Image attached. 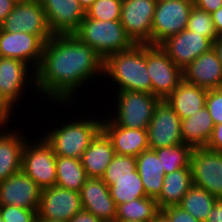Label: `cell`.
Wrapping results in <instances>:
<instances>
[{
	"instance_id": "cell-46",
	"label": "cell",
	"mask_w": 222,
	"mask_h": 222,
	"mask_svg": "<svg viewBox=\"0 0 222 222\" xmlns=\"http://www.w3.org/2000/svg\"><path fill=\"white\" fill-rule=\"evenodd\" d=\"M213 49L222 65V36H218L213 42Z\"/></svg>"
},
{
	"instance_id": "cell-34",
	"label": "cell",
	"mask_w": 222,
	"mask_h": 222,
	"mask_svg": "<svg viewBox=\"0 0 222 222\" xmlns=\"http://www.w3.org/2000/svg\"><path fill=\"white\" fill-rule=\"evenodd\" d=\"M122 2L123 0H95L85 11V16L102 21L120 20Z\"/></svg>"
},
{
	"instance_id": "cell-13",
	"label": "cell",
	"mask_w": 222,
	"mask_h": 222,
	"mask_svg": "<svg viewBox=\"0 0 222 222\" xmlns=\"http://www.w3.org/2000/svg\"><path fill=\"white\" fill-rule=\"evenodd\" d=\"M28 119L30 123L28 121V124L24 123L25 125L19 124L17 126V124H15L12 126L0 127V182L5 181L11 175H15L21 171L24 145L27 138L31 136V133H34L33 129L36 128L34 124L32 125V120H30L32 119L31 115ZM29 124L33 126L31 127L32 129L29 131L27 130L29 128L26 127L24 130V126H28Z\"/></svg>"
},
{
	"instance_id": "cell-43",
	"label": "cell",
	"mask_w": 222,
	"mask_h": 222,
	"mask_svg": "<svg viewBox=\"0 0 222 222\" xmlns=\"http://www.w3.org/2000/svg\"><path fill=\"white\" fill-rule=\"evenodd\" d=\"M205 222H222V198L216 200Z\"/></svg>"
},
{
	"instance_id": "cell-48",
	"label": "cell",
	"mask_w": 222,
	"mask_h": 222,
	"mask_svg": "<svg viewBox=\"0 0 222 222\" xmlns=\"http://www.w3.org/2000/svg\"><path fill=\"white\" fill-rule=\"evenodd\" d=\"M80 6L86 11L94 2L95 0H78Z\"/></svg>"
},
{
	"instance_id": "cell-14",
	"label": "cell",
	"mask_w": 222,
	"mask_h": 222,
	"mask_svg": "<svg viewBox=\"0 0 222 222\" xmlns=\"http://www.w3.org/2000/svg\"><path fill=\"white\" fill-rule=\"evenodd\" d=\"M81 210L80 193L55 185L42 189L37 217L68 222Z\"/></svg>"
},
{
	"instance_id": "cell-47",
	"label": "cell",
	"mask_w": 222,
	"mask_h": 222,
	"mask_svg": "<svg viewBox=\"0 0 222 222\" xmlns=\"http://www.w3.org/2000/svg\"><path fill=\"white\" fill-rule=\"evenodd\" d=\"M150 222H171L168 217L160 211Z\"/></svg>"
},
{
	"instance_id": "cell-45",
	"label": "cell",
	"mask_w": 222,
	"mask_h": 222,
	"mask_svg": "<svg viewBox=\"0 0 222 222\" xmlns=\"http://www.w3.org/2000/svg\"><path fill=\"white\" fill-rule=\"evenodd\" d=\"M214 27L218 36H222V7L211 13Z\"/></svg>"
},
{
	"instance_id": "cell-51",
	"label": "cell",
	"mask_w": 222,
	"mask_h": 222,
	"mask_svg": "<svg viewBox=\"0 0 222 222\" xmlns=\"http://www.w3.org/2000/svg\"><path fill=\"white\" fill-rule=\"evenodd\" d=\"M123 222H145V221L131 220V221H123Z\"/></svg>"
},
{
	"instance_id": "cell-16",
	"label": "cell",
	"mask_w": 222,
	"mask_h": 222,
	"mask_svg": "<svg viewBox=\"0 0 222 222\" xmlns=\"http://www.w3.org/2000/svg\"><path fill=\"white\" fill-rule=\"evenodd\" d=\"M159 46L176 66L184 69L200 55L210 51L213 42L202 34L184 29L165 39Z\"/></svg>"
},
{
	"instance_id": "cell-8",
	"label": "cell",
	"mask_w": 222,
	"mask_h": 222,
	"mask_svg": "<svg viewBox=\"0 0 222 222\" xmlns=\"http://www.w3.org/2000/svg\"><path fill=\"white\" fill-rule=\"evenodd\" d=\"M193 0H157L151 45L159 46L165 39L186 29Z\"/></svg>"
},
{
	"instance_id": "cell-33",
	"label": "cell",
	"mask_w": 222,
	"mask_h": 222,
	"mask_svg": "<svg viewBox=\"0 0 222 222\" xmlns=\"http://www.w3.org/2000/svg\"><path fill=\"white\" fill-rule=\"evenodd\" d=\"M186 29L202 34L212 42L218 37L212 20V15L195 5H193L190 12Z\"/></svg>"
},
{
	"instance_id": "cell-36",
	"label": "cell",
	"mask_w": 222,
	"mask_h": 222,
	"mask_svg": "<svg viewBox=\"0 0 222 222\" xmlns=\"http://www.w3.org/2000/svg\"><path fill=\"white\" fill-rule=\"evenodd\" d=\"M0 217L4 222H33L37 212L13 205L0 206Z\"/></svg>"
},
{
	"instance_id": "cell-32",
	"label": "cell",
	"mask_w": 222,
	"mask_h": 222,
	"mask_svg": "<svg viewBox=\"0 0 222 222\" xmlns=\"http://www.w3.org/2000/svg\"><path fill=\"white\" fill-rule=\"evenodd\" d=\"M194 148L184 143L155 149L161 160L165 175L181 168H191V156Z\"/></svg>"
},
{
	"instance_id": "cell-40",
	"label": "cell",
	"mask_w": 222,
	"mask_h": 222,
	"mask_svg": "<svg viewBox=\"0 0 222 222\" xmlns=\"http://www.w3.org/2000/svg\"><path fill=\"white\" fill-rule=\"evenodd\" d=\"M206 148L222 153V124H217L213 128V133Z\"/></svg>"
},
{
	"instance_id": "cell-53",
	"label": "cell",
	"mask_w": 222,
	"mask_h": 222,
	"mask_svg": "<svg viewBox=\"0 0 222 222\" xmlns=\"http://www.w3.org/2000/svg\"><path fill=\"white\" fill-rule=\"evenodd\" d=\"M33 222H40L39 218L37 217Z\"/></svg>"
},
{
	"instance_id": "cell-38",
	"label": "cell",
	"mask_w": 222,
	"mask_h": 222,
	"mask_svg": "<svg viewBox=\"0 0 222 222\" xmlns=\"http://www.w3.org/2000/svg\"><path fill=\"white\" fill-rule=\"evenodd\" d=\"M15 112L16 110L8 103V101L0 93V127L11 126L13 125V123L16 124L18 120L20 121V124L21 123L23 124L24 122L28 121V118L26 120H23L24 117H22L21 119V115H23L22 113H18V112L15 113ZM19 115L20 117L16 118ZM15 119H18V120H15ZM21 120L23 121L21 122Z\"/></svg>"
},
{
	"instance_id": "cell-5",
	"label": "cell",
	"mask_w": 222,
	"mask_h": 222,
	"mask_svg": "<svg viewBox=\"0 0 222 222\" xmlns=\"http://www.w3.org/2000/svg\"><path fill=\"white\" fill-rule=\"evenodd\" d=\"M0 93L16 111L21 110L22 108L23 110L18 112L24 111L23 114L27 112L25 114L26 116H23L24 118H28V112L32 115V113H30L31 110L33 108L36 109L35 105L32 107V97H35V99L38 97L35 88V71L27 63L20 59L0 57ZM29 93L30 97L33 95L31 98L28 96ZM28 98L30 99L29 103L23 102ZM30 103L31 106H29ZM25 104L29 107L28 111L27 108H25Z\"/></svg>"
},
{
	"instance_id": "cell-21",
	"label": "cell",
	"mask_w": 222,
	"mask_h": 222,
	"mask_svg": "<svg viewBox=\"0 0 222 222\" xmlns=\"http://www.w3.org/2000/svg\"><path fill=\"white\" fill-rule=\"evenodd\" d=\"M182 73L188 83L208 90L222 88V65L213 48L188 64Z\"/></svg>"
},
{
	"instance_id": "cell-26",
	"label": "cell",
	"mask_w": 222,
	"mask_h": 222,
	"mask_svg": "<svg viewBox=\"0 0 222 222\" xmlns=\"http://www.w3.org/2000/svg\"><path fill=\"white\" fill-rule=\"evenodd\" d=\"M215 124L207 107L181 120V138L184 144L193 148L206 147Z\"/></svg>"
},
{
	"instance_id": "cell-23",
	"label": "cell",
	"mask_w": 222,
	"mask_h": 222,
	"mask_svg": "<svg viewBox=\"0 0 222 222\" xmlns=\"http://www.w3.org/2000/svg\"><path fill=\"white\" fill-rule=\"evenodd\" d=\"M114 155L115 150L112 141L101 130L81 157L86 176L88 178H102Z\"/></svg>"
},
{
	"instance_id": "cell-3",
	"label": "cell",
	"mask_w": 222,
	"mask_h": 222,
	"mask_svg": "<svg viewBox=\"0 0 222 222\" xmlns=\"http://www.w3.org/2000/svg\"><path fill=\"white\" fill-rule=\"evenodd\" d=\"M103 77L105 78L102 83L107 85H102L99 93L105 90L108 93L110 88L112 91L152 94L151 79L146 66V44H134L127 50L109 55L103 63Z\"/></svg>"
},
{
	"instance_id": "cell-10",
	"label": "cell",
	"mask_w": 222,
	"mask_h": 222,
	"mask_svg": "<svg viewBox=\"0 0 222 222\" xmlns=\"http://www.w3.org/2000/svg\"><path fill=\"white\" fill-rule=\"evenodd\" d=\"M157 0H123L120 22L134 44L151 45Z\"/></svg>"
},
{
	"instance_id": "cell-15",
	"label": "cell",
	"mask_w": 222,
	"mask_h": 222,
	"mask_svg": "<svg viewBox=\"0 0 222 222\" xmlns=\"http://www.w3.org/2000/svg\"><path fill=\"white\" fill-rule=\"evenodd\" d=\"M147 136L151 150L183 143L181 119L165 100L156 106L147 128Z\"/></svg>"
},
{
	"instance_id": "cell-31",
	"label": "cell",
	"mask_w": 222,
	"mask_h": 222,
	"mask_svg": "<svg viewBox=\"0 0 222 222\" xmlns=\"http://www.w3.org/2000/svg\"><path fill=\"white\" fill-rule=\"evenodd\" d=\"M216 200L217 198L208 193L205 189L192 186L178 206L186 210L197 220L205 222Z\"/></svg>"
},
{
	"instance_id": "cell-17",
	"label": "cell",
	"mask_w": 222,
	"mask_h": 222,
	"mask_svg": "<svg viewBox=\"0 0 222 222\" xmlns=\"http://www.w3.org/2000/svg\"><path fill=\"white\" fill-rule=\"evenodd\" d=\"M44 44L38 35L11 33L0 28V57L20 59L34 71L41 61Z\"/></svg>"
},
{
	"instance_id": "cell-19",
	"label": "cell",
	"mask_w": 222,
	"mask_h": 222,
	"mask_svg": "<svg viewBox=\"0 0 222 222\" xmlns=\"http://www.w3.org/2000/svg\"><path fill=\"white\" fill-rule=\"evenodd\" d=\"M41 4L53 35L74 34L85 18L78 0H43Z\"/></svg>"
},
{
	"instance_id": "cell-35",
	"label": "cell",
	"mask_w": 222,
	"mask_h": 222,
	"mask_svg": "<svg viewBox=\"0 0 222 222\" xmlns=\"http://www.w3.org/2000/svg\"><path fill=\"white\" fill-rule=\"evenodd\" d=\"M136 157L115 154L102 178L134 177Z\"/></svg>"
},
{
	"instance_id": "cell-1",
	"label": "cell",
	"mask_w": 222,
	"mask_h": 222,
	"mask_svg": "<svg viewBox=\"0 0 222 222\" xmlns=\"http://www.w3.org/2000/svg\"><path fill=\"white\" fill-rule=\"evenodd\" d=\"M104 60L96 51L74 34L53 35L45 44L41 61L35 70V88L38 103L76 104L83 100L82 91L93 97L95 85L99 89L103 77ZM100 79V81H99ZM100 82L99 84H97ZM87 86V88H85ZM89 86V87H88ZM100 86V87H99ZM84 88V89H83ZM78 92V94H77ZM80 93V95H79ZM79 95V96H78ZM81 97V98H79ZM43 98V99H41ZM76 100H78L76 102ZM48 101V102H47Z\"/></svg>"
},
{
	"instance_id": "cell-22",
	"label": "cell",
	"mask_w": 222,
	"mask_h": 222,
	"mask_svg": "<svg viewBox=\"0 0 222 222\" xmlns=\"http://www.w3.org/2000/svg\"><path fill=\"white\" fill-rule=\"evenodd\" d=\"M102 130L110 138L115 154L137 157L149 148L147 129H131L118 126L103 116Z\"/></svg>"
},
{
	"instance_id": "cell-28",
	"label": "cell",
	"mask_w": 222,
	"mask_h": 222,
	"mask_svg": "<svg viewBox=\"0 0 222 222\" xmlns=\"http://www.w3.org/2000/svg\"><path fill=\"white\" fill-rule=\"evenodd\" d=\"M81 159L56 156V185L80 193L86 179Z\"/></svg>"
},
{
	"instance_id": "cell-18",
	"label": "cell",
	"mask_w": 222,
	"mask_h": 222,
	"mask_svg": "<svg viewBox=\"0 0 222 222\" xmlns=\"http://www.w3.org/2000/svg\"><path fill=\"white\" fill-rule=\"evenodd\" d=\"M42 189L22 171L0 182V206L38 211Z\"/></svg>"
},
{
	"instance_id": "cell-30",
	"label": "cell",
	"mask_w": 222,
	"mask_h": 222,
	"mask_svg": "<svg viewBox=\"0 0 222 222\" xmlns=\"http://www.w3.org/2000/svg\"><path fill=\"white\" fill-rule=\"evenodd\" d=\"M160 211L155 199L149 197L134 199L116 207L115 222L131 220L150 222Z\"/></svg>"
},
{
	"instance_id": "cell-4",
	"label": "cell",
	"mask_w": 222,
	"mask_h": 222,
	"mask_svg": "<svg viewBox=\"0 0 222 222\" xmlns=\"http://www.w3.org/2000/svg\"><path fill=\"white\" fill-rule=\"evenodd\" d=\"M106 94L108 95H105L103 92H101L100 95L99 93L97 94L100 100H102V103L105 99L106 101L103 103V105L101 102L97 101V103L95 102V106L97 104L103 108V115H105L110 121L115 122L118 126L123 128L147 129L150 120L152 119L154 110L161 101L152 94L139 91H111L109 89V93ZM102 96H105V98ZM106 103H108L107 105L112 106H107ZM106 106L108 109L105 108ZM104 111L106 112L104 113Z\"/></svg>"
},
{
	"instance_id": "cell-24",
	"label": "cell",
	"mask_w": 222,
	"mask_h": 222,
	"mask_svg": "<svg viewBox=\"0 0 222 222\" xmlns=\"http://www.w3.org/2000/svg\"><path fill=\"white\" fill-rule=\"evenodd\" d=\"M208 89L182 80L165 99L180 119H185L205 107Z\"/></svg>"
},
{
	"instance_id": "cell-49",
	"label": "cell",
	"mask_w": 222,
	"mask_h": 222,
	"mask_svg": "<svg viewBox=\"0 0 222 222\" xmlns=\"http://www.w3.org/2000/svg\"><path fill=\"white\" fill-rule=\"evenodd\" d=\"M40 222H67V221H58V220H40Z\"/></svg>"
},
{
	"instance_id": "cell-25",
	"label": "cell",
	"mask_w": 222,
	"mask_h": 222,
	"mask_svg": "<svg viewBox=\"0 0 222 222\" xmlns=\"http://www.w3.org/2000/svg\"><path fill=\"white\" fill-rule=\"evenodd\" d=\"M136 169L141 177L146 196L157 199L164 181V169L154 150L148 149L136 157Z\"/></svg>"
},
{
	"instance_id": "cell-37",
	"label": "cell",
	"mask_w": 222,
	"mask_h": 222,
	"mask_svg": "<svg viewBox=\"0 0 222 222\" xmlns=\"http://www.w3.org/2000/svg\"><path fill=\"white\" fill-rule=\"evenodd\" d=\"M205 106L214 124H222V88L208 90Z\"/></svg>"
},
{
	"instance_id": "cell-6",
	"label": "cell",
	"mask_w": 222,
	"mask_h": 222,
	"mask_svg": "<svg viewBox=\"0 0 222 222\" xmlns=\"http://www.w3.org/2000/svg\"><path fill=\"white\" fill-rule=\"evenodd\" d=\"M74 35L92 47L103 60L134 45L120 20L102 21L85 16Z\"/></svg>"
},
{
	"instance_id": "cell-2",
	"label": "cell",
	"mask_w": 222,
	"mask_h": 222,
	"mask_svg": "<svg viewBox=\"0 0 222 222\" xmlns=\"http://www.w3.org/2000/svg\"><path fill=\"white\" fill-rule=\"evenodd\" d=\"M87 103H88V101H86V103L84 101L81 104L80 103H76V104H48V106L51 109L53 107L52 110H54V113H58L59 120H55V118H52V116L54 117V115H52V112L50 113L51 116L48 115L49 112H48V110H46L45 116L41 112V115H40L41 119L39 118L38 122H37V120H36V122H34V124L37 123L36 125L38 127V128L36 127L35 131L37 133L41 134L45 138V140L52 146L53 151L56 156L81 159L83 152L89 147L92 140L102 130L103 113H102V110L100 112L101 108L99 107V109H98L99 113H98L95 109L94 110L90 109V107H88ZM78 104H80L81 107H82V105L85 104V107L83 106L81 109L85 114L83 112L78 113L76 108L79 107L78 110H80V108H81ZM55 106L58 107V109L57 108L55 109ZM61 106H63V107H61ZM63 108L65 111L63 110ZM65 108H68L69 111L71 110L69 115H67L69 111H66L67 109H65ZM84 108H85V110H84ZM57 110H59V111L61 110L64 112H61L59 114V111H57ZM72 110L77 111V112H72ZM86 111H88V112L86 113ZM65 112H67V113H65ZM73 113H75V115H70ZM49 116L51 117V123H50ZM46 117L48 118V120ZM42 119H44V120H42ZM53 119L55 120V122ZM45 120L47 122H45ZM52 121H53V123H52ZM41 122H43L42 125H44V123H47V124L44 125V127H43L41 125ZM48 122H49V124H48ZM38 123H40L39 126H38ZM45 126H47V127H45ZM41 128H42V130H41ZM45 129H47V130H45Z\"/></svg>"
},
{
	"instance_id": "cell-42",
	"label": "cell",
	"mask_w": 222,
	"mask_h": 222,
	"mask_svg": "<svg viewBox=\"0 0 222 222\" xmlns=\"http://www.w3.org/2000/svg\"><path fill=\"white\" fill-rule=\"evenodd\" d=\"M68 222H104L103 220L97 218L95 215L87 212L85 210H81L77 214H75Z\"/></svg>"
},
{
	"instance_id": "cell-52",
	"label": "cell",
	"mask_w": 222,
	"mask_h": 222,
	"mask_svg": "<svg viewBox=\"0 0 222 222\" xmlns=\"http://www.w3.org/2000/svg\"><path fill=\"white\" fill-rule=\"evenodd\" d=\"M15 3H20V2H23L25 0H13Z\"/></svg>"
},
{
	"instance_id": "cell-44",
	"label": "cell",
	"mask_w": 222,
	"mask_h": 222,
	"mask_svg": "<svg viewBox=\"0 0 222 222\" xmlns=\"http://www.w3.org/2000/svg\"><path fill=\"white\" fill-rule=\"evenodd\" d=\"M15 4L13 0H0V25L4 22L7 15L12 12Z\"/></svg>"
},
{
	"instance_id": "cell-41",
	"label": "cell",
	"mask_w": 222,
	"mask_h": 222,
	"mask_svg": "<svg viewBox=\"0 0 222 222\" xmlns=\"http://www.w3.org/2000/svg\"><path fill=\"white\" fill-rule=\"evenodd\" d=\"M193 4L211 14L222 7V0H193Z\"/></svg>"
},
{
	"instance_id": "cell-27",
	"label": "cell",
	"mask_w": 222,
	"mask_h": 222,
	"mask_svg": "<svg viewBox=\"0 0 222 222\" xmlns=\"http://www.w3.org/2000/svg\"><path fill=\"white\" fill-rule=\"evenodd\" d=\"M192 186L191 168H181L165 175L161 193L156 199L159 209L178 205Z\"/></svg>"
},
{
	"instance_id": "cell-29",
	"label": "cell",
	"mask_w": 222,
	"mask_h": 222,
	"mask_svg": "<svg viewBox=\"0 0 222 222\" xmlns=\"http://www.w3.org/2000/svg\"><path fill=\"white\" fill-rule=\"evenodd\" d=\"M101 179L108 185L116 207L134 199L147 197L137 169L134 171V177Z\"/></svg>"
},
{
	"instance_id": "cell-12",
	"label": "cell",
	"mask_w": 222,
	"mask_h": 222,
	"mask_svg": "<svg viewBox=\"0 0 222 222\" xmlns=\"http://www.w3.org/2000/svg\"><path fill=\"white\" fill-rule=\"evenodd\" d=\"M193 186L222 198V153L206 147L194 148L191 156Z\"/></svg>"
},
{
	"instance_id": "cell-20",
	"label": "cell",
	"mask_w": 222,
	"mask_h": 222,
	"mask_svg": "<svg viewBox=\"0 0 222 222\" xmlns=\"http://www.w3.org/2000/svg\"><path fill=\"white\" fill-rule=\"evenodd\" d=\"M82 209L104 222H115L116 205L101 178H87L80 191Z\"/></svg>"
},
{
	"instance_id": "cell-50",
	"label": "cell",
	"mask_w": 222,
	"mask_h": 222,
	"mask_svg": "<svg viewBox=\"0 0 222 222\" xmlns=\"http://www.w3.org/2000/svg\"><path fill=\"white\" fill-rule=\"evenodd\" d=\"M25 1H32V2H39V3H41L43 0H25Z\"/></svg>"
},
{
	"instance_id": "cell-9",
	"label": "cell",
	"mask_w": 222,
	"mask_h": 222,
	"mask_svg": "<svg viewBox=\"0 0 222 222\" xmlns=\"http://www.w3.org/2000/svg\"><path fill=\"white\" fill-rule=\"evenodd\" d=\"M146 66L151 79L152 95L165 100L183 80L182 69L160 46L146 44Z\"/></svg>"
},
{
	"instance_id": "cell-11",
	"label": "cell",
	"mask_w": 222,
	"mask_h": 222,
	"mask_svg": "<svg viewBox=\"0 0 222 222\" xmlns=\"http://www.w3.org/2000/svg\"><path fill=\"white\" fill-rule=\"evenodd\" d=\"M0 28L6 32L38 35L45 43L53 36L47 24L45 12L39 2L16 3Z\"/></svg>"
},
{
	"instance_id": "cell-7",
	"label": "cell",
	"mask_w": 222,
	"mask_h": 222,
	"mask_svg": "<svg viewBox=\"0 0 222 222\" xmlns=\"http://www.w3.org/2000/svg\"><path fill=\"white\" fill-rule=\"evenodd\" d=\"M21 171L41 189L56 185V155L52 146L35 131L24 145Z\"/></svg>"
},
{
	"instance_id": "cell-39",
	"label": "cell",
	"mask_w": 222,
	"mask_h": 222,
	"mask_svg": "<svg viewBox=\"0 0 222 222\" xmlns=\"http://www.w3.org/2000/svg\"><path fill=\"white\" fill-rule=\"evenodd\" d=\"M161 211L171 222H201L178 205L165 207Z\"/></svg>"
}]
</instances>
